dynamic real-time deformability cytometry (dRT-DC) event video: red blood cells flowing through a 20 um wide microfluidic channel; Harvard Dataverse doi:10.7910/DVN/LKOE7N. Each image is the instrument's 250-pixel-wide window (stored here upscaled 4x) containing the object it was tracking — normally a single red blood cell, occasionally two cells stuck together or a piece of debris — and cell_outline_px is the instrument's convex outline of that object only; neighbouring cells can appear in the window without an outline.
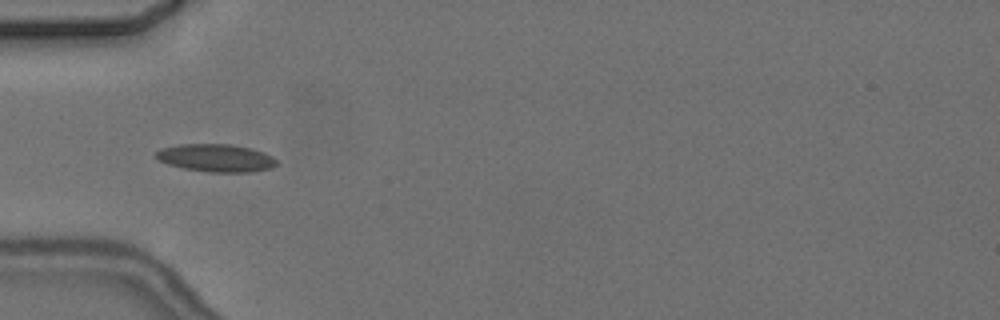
{"species": "common noctule bat (a hibernating species)", "species_latin": "Nyctalus noctula", "temperature_condition": "cold", "stored_images_in_passage": 9, "camera_frame_rate_fps": 3000, "um_per_image_px": 0.085, "animal": {"sex": "female", "body_mass_g": 24.6, "forearm_length_mm": 56.2}, "frame": {"image": 1, "passage_image": 6, "time_ms": 5.667, "image_size_px": [1000, 320], "cell_outline_px": [[276, 164], [272, 168], [248, 172], [208, 172], [184, 168], [168, 164], [160, 160], [156, 156], [156, 152], [160, 148], [180, 144], [232, 144], [252, 148], [264, 152], [272, 156], [276, 160]], "centroid_in_image_um": [18.38, 13.42], "position_along_channel_um": 66.6, "area_um2": 19.48}}
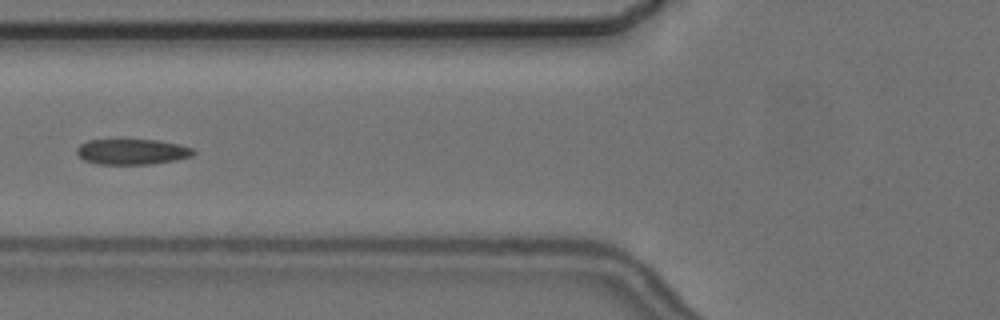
{"frame": {"image": 2, "passage_image": 7, "time_ms": 7.0, "image_size_px": [1000, 320], "cell_outline_px": [[196, 152], [192, 156], [176, 160], [152, 164], [96, 164], [84, 160], [76, 152], [76, 148], [80, 144], [88, 140], [160, 140], [180, 144], [192, 148]], "centroid_in_image_um": [11.24, 12.9], "position_along_channel_um": 114.6, "area_um2": 17.46}}
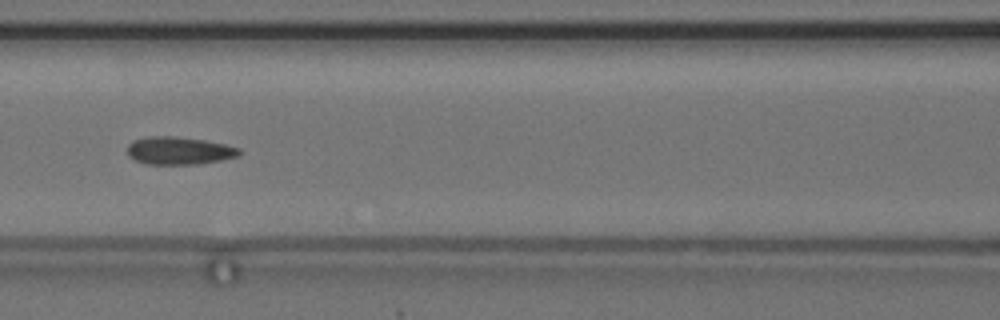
{"frame": {"image": 3, "passage_image": 8, "time_ms": 8.0, "image_size_px": [1000, 320], "cell_outline_px": [[244, 152], [240, 156], [200, 164], [144, 164], [128, 156], [128, 144], [132, 140], [152, 136], [172, 136], [204, 140], [224, 144], [240, 148]], "centroid_in_image_um": [15.25, 12.81], "position_along_channel_um": 151.4, "area_um2": 18.21}}